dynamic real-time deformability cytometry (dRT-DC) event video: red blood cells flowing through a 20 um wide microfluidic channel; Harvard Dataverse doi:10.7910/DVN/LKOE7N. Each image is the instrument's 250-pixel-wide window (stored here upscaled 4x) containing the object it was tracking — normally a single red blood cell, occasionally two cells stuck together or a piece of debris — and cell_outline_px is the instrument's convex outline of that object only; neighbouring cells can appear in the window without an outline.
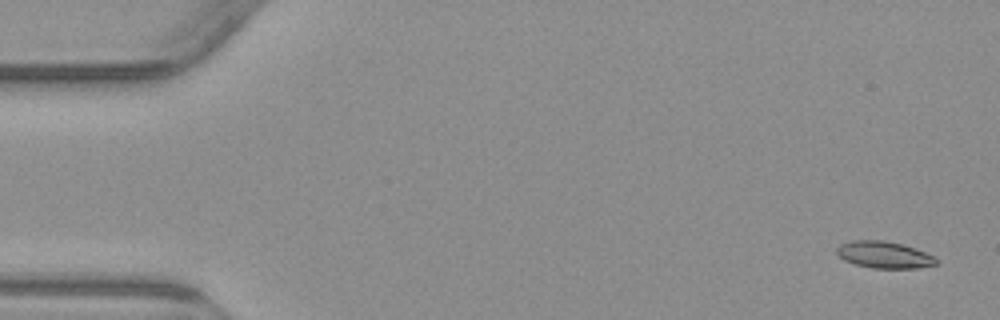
{"species": "common noctule bat (a hibernating species)", "species_latin": "Nyctalus noctula", "temperature_condition": "warm", "stored_images_in_passage": 5, "camera_frame_rate_fps": 3000, "um_per_image_px": 0.085, "animal": {"sex": "male", "body_mass_g": 23.1, "forearm_length_mm": 52.7}, "frame": {"image": 1, "passage_image": 1, "time_ms": 0.0, "image_size_px": [1000, 320], "cell_outline_px": [[940, 260], [936, 264], [916, 268], [872, 268], [856, 264], [844, 260], [836, 252], [836, 248], [840, 244], [852, 240], [884, 240], [904, 244], [916, 248], [936, 256]], "centroid_in_image_um": [75.19, 21.64], "position_along_channel_um": 9.8, "area_um2": 15.72}}
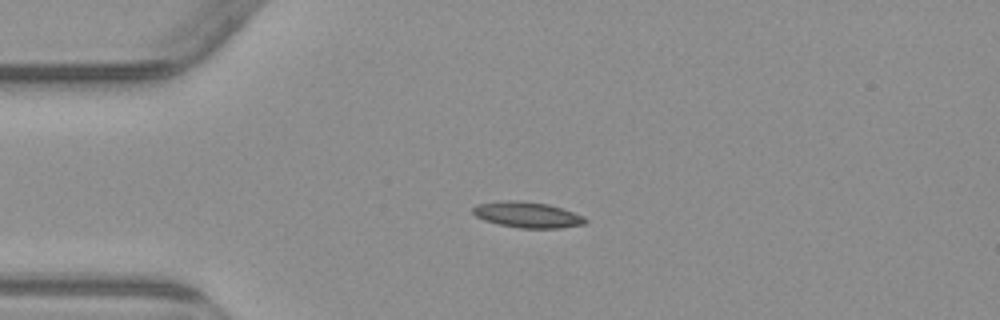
{"frame": {"image": 2, "passage_image": 4, "time_ms": 3.667, "image_size_px": [1000, 320], "cell_outline_px": [[588, 220], [584, 224], [560, 228], [520, 228], [500, 224], [484, 220], [476, 216], [472, 212], [472, 208], [480, 204], [504, 200], [516, 200], [548, 204], [584, 216]], "centroid_in_image_um": [44.83, 18.26], "position_along_channel_um": 40.2, "area_um2": 16.7}}